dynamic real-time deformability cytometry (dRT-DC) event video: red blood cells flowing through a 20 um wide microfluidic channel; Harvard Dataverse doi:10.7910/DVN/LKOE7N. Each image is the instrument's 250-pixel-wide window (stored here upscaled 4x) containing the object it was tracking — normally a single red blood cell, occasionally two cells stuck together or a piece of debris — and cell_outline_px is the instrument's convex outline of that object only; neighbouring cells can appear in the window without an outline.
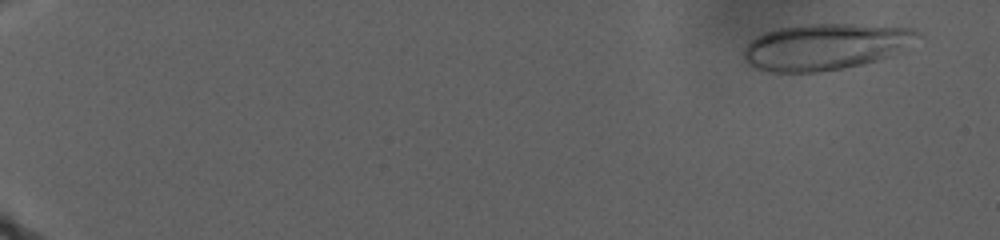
{"species": "human", "species_latin": "Homo sapiens", "temperature_condition": "warm", "stored_images_in_passage": 53, "camera_frame_rate_fps": 3000, "um_per_image_px": 0.085, "donor": {"sex": "male"}, "frame": {"image": 1, "passage_image": 4, "time_ms": 1.667, "image_size_px": [1000, 240], "cell_outline_px": [[924, 36], [892, 56], [844, 68], [820, 72], [768, 72], [756, 68], [748, 64], [744, 60], [744, 48], [756, 36], [780, 28], [804, 24], [852, 24], [912, 28], [920, 32]], "centroid_in_image_um": [70.19, 3.97], "position_along_channel_um": 14.8, "area_um2": 46.99}}
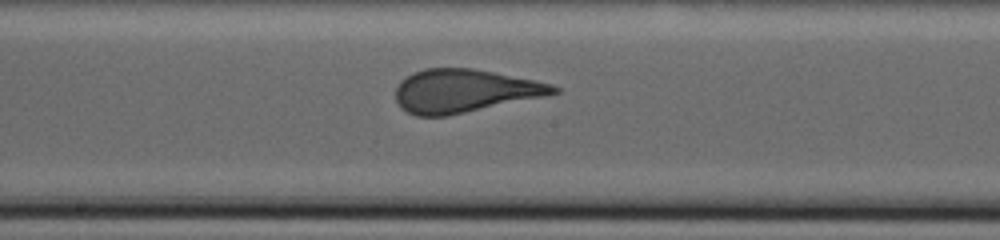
{"frame": {"image": 2, "passage_image": 41, "time_ms": 19.333, "image_size_px": [1000, 240], "cell_outline_px": [[560, 92], [544, 96], [448, 116], [416, 116], [400, 108], [396, 100], [396, 88], [400, 80], [412, 72], [424, 68], [472, 68], [536, 80], [552, 84], [560, 88]], "centroid_in_image_um": [39.44, 7.72], "position_along_channel_um": 208.8, "area_um2": 39.82}}
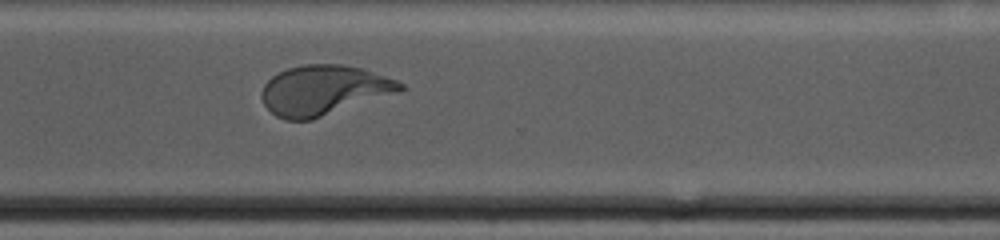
{"frame": {"image": 3, "passage_image": 53, "time_ms": 25.333, "image_size_px": [1000, 240], "cell_outline_px": [[404, 88], [400, 92], [312, 120], [284, 120], [276, 116], [264, 104], [260, 96], [260, 92], [264, 84], [272, 76], [288, 68], [304, 64], [344, 64], [360, 68], [396, 80], [404, 84]], "centroid_in_image_um": [27.5, 7.68], "position_along_channel_um": 343.1, "area_um2": 40.29}}